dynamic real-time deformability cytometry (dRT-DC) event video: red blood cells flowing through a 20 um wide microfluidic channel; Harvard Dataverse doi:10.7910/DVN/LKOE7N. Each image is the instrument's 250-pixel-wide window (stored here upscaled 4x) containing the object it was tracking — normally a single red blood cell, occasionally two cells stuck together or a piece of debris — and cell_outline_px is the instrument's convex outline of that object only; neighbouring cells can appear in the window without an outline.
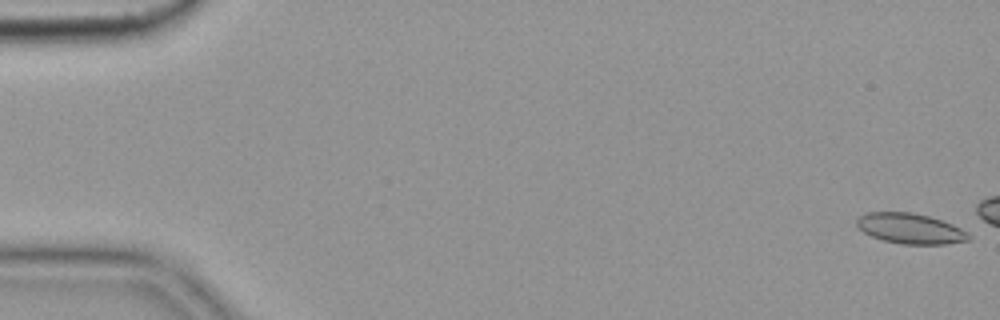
{"species": "common noctule bat (a hibernating species)", "species_latin": "Nyctalus noctula", "temperature_condition": "cold", "stored_images_in_passage": 12, "camera_frame_rate_fps": 3000, "um_per_image_px": 0.085, "animal": {"sex": "female", "body_mass_g": 19.9}, "frame": {"image": 1, "passage_image": 1, "time_ms": 0.0, "image_size_px": [1000, 320], "cell_outline_px": [[972, 236], [968, 240], [944, 244], [900, 244], [884, 240], [872, 236], [856, 228], [856, 220], [864, 212], [912, 212], [928, 216], [952, 224], [968, 232]], "centroid_in_image_um": [77.35, 19.42], "position_along_channel_um": 7.7, "area_um2": 19.83}}